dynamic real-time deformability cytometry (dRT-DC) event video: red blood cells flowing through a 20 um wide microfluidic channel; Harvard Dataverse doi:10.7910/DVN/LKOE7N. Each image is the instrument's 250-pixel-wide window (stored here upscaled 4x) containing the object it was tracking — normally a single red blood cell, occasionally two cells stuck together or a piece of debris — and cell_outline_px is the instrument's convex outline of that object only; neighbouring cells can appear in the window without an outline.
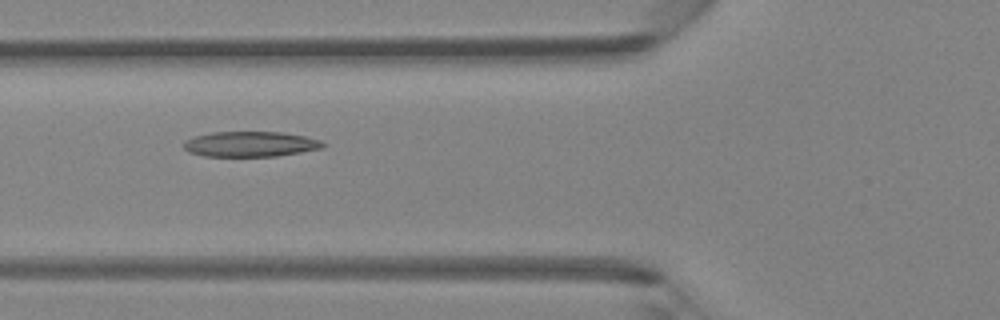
{"species": "Egyptian fruit bat (a non-hibernating species)", "species_latin": "Rousettus aegyptiacus", "temperature_condition": "room temperature", "stored_images_in_passage": 6, "camera_frame_rate_fps": 3000, "um_per_image_px": 0.085, "animal": {"sex": "female"}, "frame": {"image": 1, "passage_image": 6, "time_ms": 5.667, "image_size_px": [1000, 320], "cell_outline_px": [[324, 148], [276, 156], [204, 156], [188, 152], [184, 148], [184, 140], [196, 136], [212, 132], [284, 132], [304, 136], [320, 140], [324, 144]], "centroid_in_image_um": [21.27, 12.25], "position_along_channel_um": 104.5, "area_um2": 20.46}}